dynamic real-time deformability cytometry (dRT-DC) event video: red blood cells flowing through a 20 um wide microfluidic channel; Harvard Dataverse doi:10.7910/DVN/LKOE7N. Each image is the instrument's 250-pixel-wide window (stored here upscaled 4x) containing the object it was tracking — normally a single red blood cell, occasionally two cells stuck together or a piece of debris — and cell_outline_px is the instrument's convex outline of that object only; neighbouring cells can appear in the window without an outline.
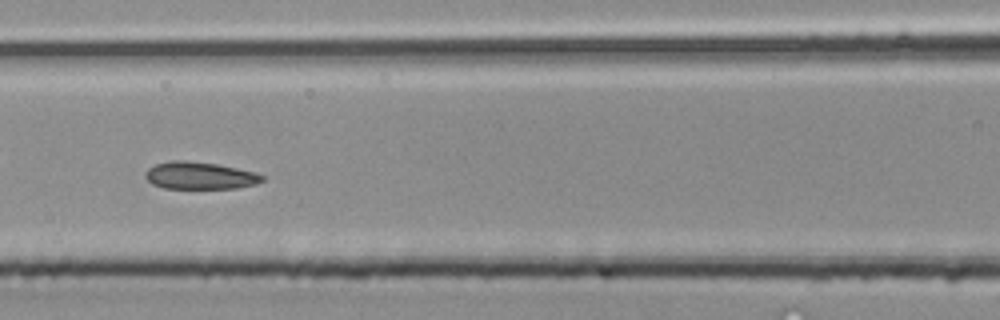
{"species": "common noctule bat (a hibernating species)", "species_latin": "Nyctalus noctula", "temperature_condition": "room temperature", "stored_images_in_passage": 34, "camera_frame_rate_fps": 3000, "um_per_image_px": 0.085, "animal": {"sex": "male", "body_mass_g": 20.4}, "frame": {"image": 1, "passage_image": 15, "time_ms": 4.667, "image_size_px": [1000, 320], "cell_outline_px": [[264, 180], [256, 184], [236, 188], [164, 188], [152, 184], [144, 176], [144, 172], [148, 168], [156, 164], [172, 160], [184, 160], [216, 164], [236, 168], [252, 172], [264, 176]], "centroid_in_image_um": [16.94, 14.92], "position_along_channel_um": 149.7, "area_um2": 18.44}}
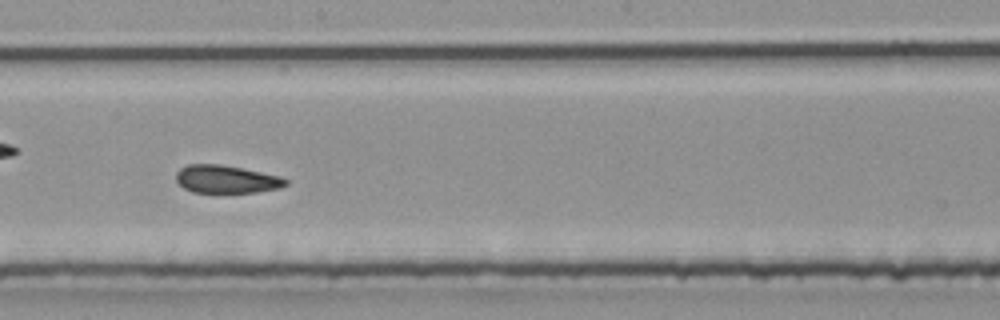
{"frame": {"image": 2, "passage_image": 20, "time_ms": 6.333, "image_size_px": [1000, 320], "cell_outline_px": [[288, 184], [280, 188], [256, 192], [192, 192], [184, 188], [176, 180], [176, 172], [180, 168], [188, 164], [216, 164], [240, 168], [280, 176], [288, 180]], "centroid_in_image_um": [19.23, 15.23], "position_along_channel_um": 229.0, "area_um2": 17.63}}